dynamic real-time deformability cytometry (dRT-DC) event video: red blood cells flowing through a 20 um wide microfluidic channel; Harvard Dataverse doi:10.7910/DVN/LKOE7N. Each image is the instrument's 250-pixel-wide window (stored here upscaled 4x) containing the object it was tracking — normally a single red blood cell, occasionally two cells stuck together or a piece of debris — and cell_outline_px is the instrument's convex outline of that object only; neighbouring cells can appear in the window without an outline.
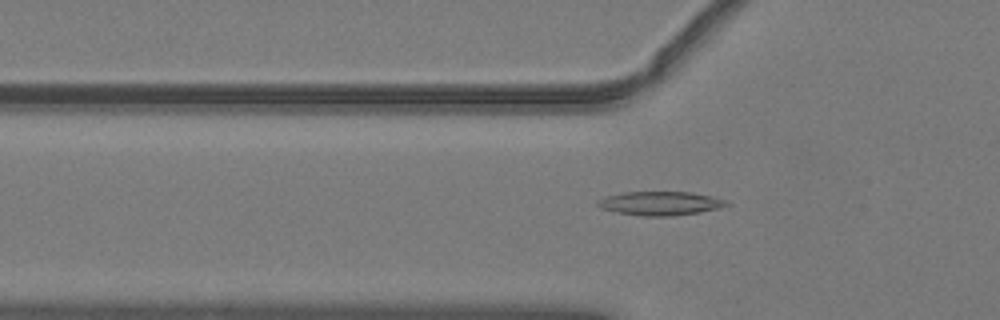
{"species": "common noctule bat (a hibernating species)", "species_latin": "Nyctalus noctula", "temperature_condition": "warm", "stored_images_in_passage": 50, "camera_frame_rate_fps": 3000, "um_per_image_px": 0.085, "animal": {"sex": "male", "body_mass_g": 19.2, "forearm_length_mm": 51.8}, "frame": {"image": 1, "passage_image": 16, "time_ms": 5.0, "image_size_px": [1000, 320], "cell_outline_px": [[732, 204], [720, 208], [700, 212], [672, 216], [640, 216], [616, 212], [600, 208], [596, 204], [596, 200], [604, 196], [624, 192], [692, 192], [712, 196], [724, 200]], "centroid_in_image_um": [56.1, 17.28], "position_along_channel_um": 69.7, "area_um2": 18.09}}
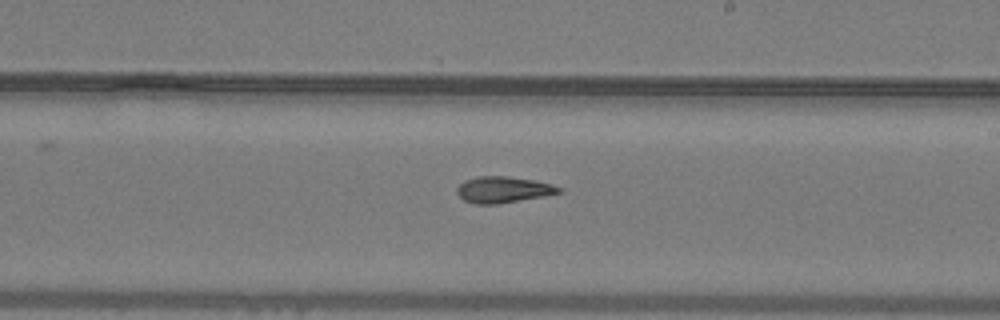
{"frame": {"image": 2, "passage_image": 29, "time_ms": 9.333, "image_size_px": [1000, 320], "cell_outline_px": [[564, 192], [544, 196], [496, 204], [476, 204], [464, 200], [456, 192], [456, 188], [464, 180], [476, 176], [504, 176], [532, 180], [552, 184], [564, 188]], "centroid_in_image_um": [42.78, 16.12], "position_along_channel_um": 246.2, "area_um2": 15.61}}
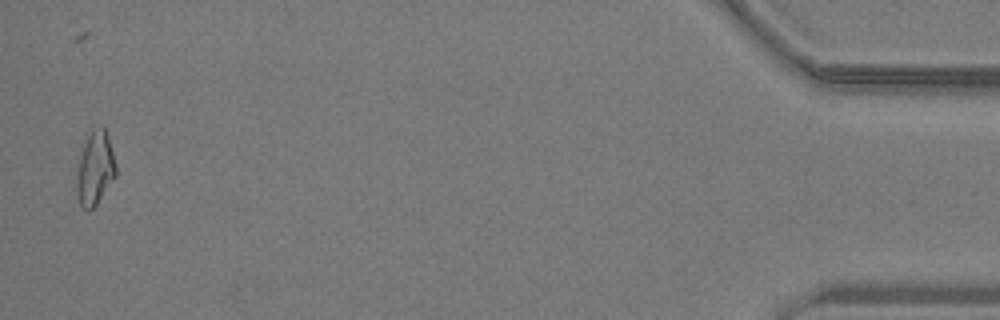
{"frame": {"image": 3, "passage_image": 49, "time_ms": 16.0, "image_size_px": [1000, 320], "cell_outline_px": [[116, 176], [96, 204], [88, 212], [80, 208], [76, 196], [76, 176], [80, 156], [84, 144], [92, 128], [104, 128], [108, 136], [116, 164]], "centroid_in_image_um": [8.06, 14.38], "position_along_channel_um": 427.1, "area_um2": 16.88}, "authors_computed_cell_mechanics": {"area_um2": 16.0395, "velocity_mm_per_s": 4.0578, "shape_relaxation_time_tau1_ms": null, "shape_relaxation_time_tau2_ms": 5.278, "deformation_change_tau1": null, "deformation_change_tau2": 0.1305}}